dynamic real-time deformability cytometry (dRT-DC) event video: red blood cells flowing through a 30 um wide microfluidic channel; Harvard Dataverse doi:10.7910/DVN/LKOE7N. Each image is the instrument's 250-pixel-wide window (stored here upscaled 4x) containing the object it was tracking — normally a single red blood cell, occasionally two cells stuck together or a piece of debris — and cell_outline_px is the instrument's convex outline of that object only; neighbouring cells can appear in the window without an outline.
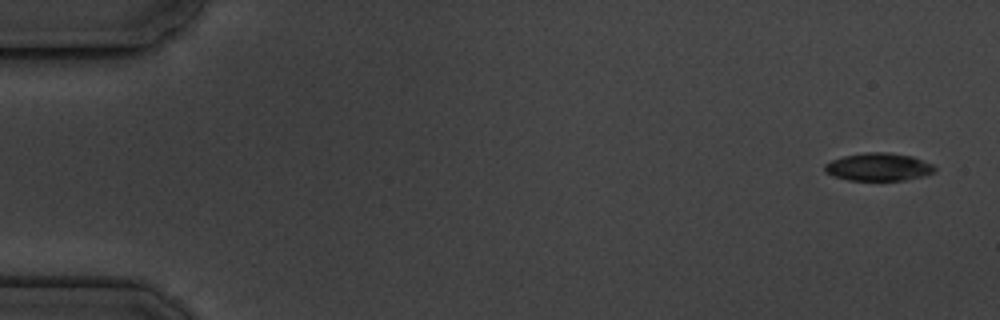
{"species": "common noctule bat (a hibernating species)", "species_latin": "Nyctalus noctula", "temperature_condition": "cold", "stored_images_in_passage": 5, "camera_frame_rate_fps": 3000, "um_per_image_px": 0.085, "animal": {"sex": "male", "body_mass_g": 19.5, "forearm_length_mm": 54.6}, "frame": {"image": 1, "passage_image": 1, "time_ms": 0.0, "image_size_px": [1000, 320], "cell_outline_px": [[936, 172], [904, 180], [848, 180], [832, 176], [824, 172], [824, 164], [832, 160], [844, 156], [864, 152], [888, 152], [912, 156], [932, 164], [936, 168]], "centroid_in_image_um": [74.64, 14.18], "position_along_channel_um": 10.4, "area_um2": 17.86}}
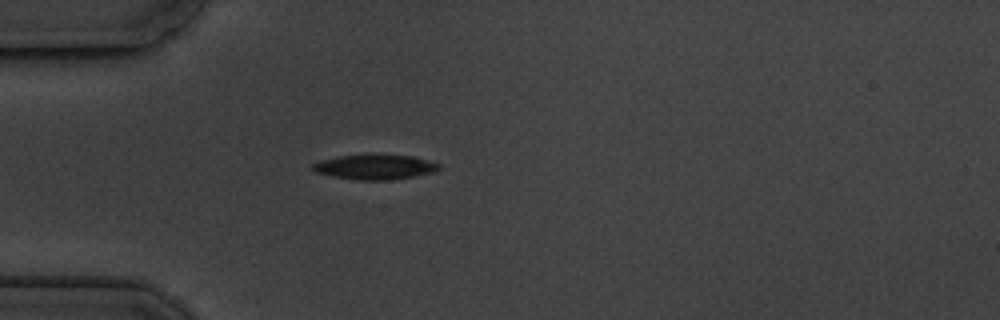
{"frame": {"image": 2, "passage_image": 5, "time_ms": 4.667, "image_size_px": [1000, 320], "cell_outline_px": [[440, 168], [436, 172], [388, 180], [356, 180], [332, 176], [316, 172], [308, 168], [312, 164], [320, 160], [336, 156], [412, 156], [440, 164]], "centroid_in_image_um": [31.81, 14.21], "position_along_channel_um": 53.2, "area_um2": 17.92}}